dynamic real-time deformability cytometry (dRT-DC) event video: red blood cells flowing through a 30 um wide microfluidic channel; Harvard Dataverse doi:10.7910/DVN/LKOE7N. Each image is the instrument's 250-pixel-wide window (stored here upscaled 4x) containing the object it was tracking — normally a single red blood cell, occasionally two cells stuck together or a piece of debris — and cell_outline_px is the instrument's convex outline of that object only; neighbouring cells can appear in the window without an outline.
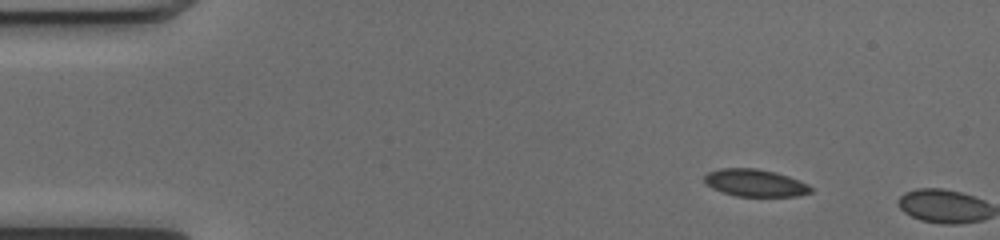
{"species": "common noctule bat (a hibernating species)", "species_latin": "Nyctalus noctula", "temperature_condition": "cold", "stored_images_in_passage": 6, "camera_frame_rate_fps": 3000, "um_per_image_px": 0.085, "animal": {"sex": "female", "body_mass_g": 17.0, "forearm_length_mm": 48.0}, "frame": {"image": 1, "passage_image": 1, "time_ms": 0.0, "image_size_px": [1000, 240], "cell_outline_px": [[812, 192], [796, 196], [736, 196], [712, 188], [704, 180], [704, 176], [708, 172], [720, 168], [756, 168], [776, 172], [788, 176], [808, 184], [812, 188]], "centroid_in_image_um": [64.19, 15.54], "position_along_channel_um": 20.8, "area_um2": 16.82}}